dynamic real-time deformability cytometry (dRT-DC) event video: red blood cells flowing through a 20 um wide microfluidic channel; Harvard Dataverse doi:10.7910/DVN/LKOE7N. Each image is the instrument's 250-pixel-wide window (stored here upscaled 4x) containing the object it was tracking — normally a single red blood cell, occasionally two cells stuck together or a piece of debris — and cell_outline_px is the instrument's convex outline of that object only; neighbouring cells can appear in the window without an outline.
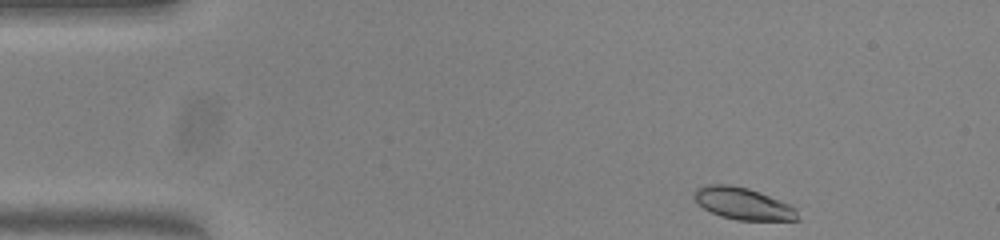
{"species": "common noctule bat (a hibernating species)", "species_latin": "Nyctalus noctula", "temperature_condition": "warm", "stored_images_in_passage": 48, "camera_frame_rate_fps": 3000, "um_per_image_px": 0.085, "animal": {"sex": "female", "body_mass_g": 23.0, "forearm_length_mm": 53.4}, "frame": {"image": 1, "passage_image": 1, "time_ms": 0.0, "image_size_px": [1000, 240], "cell_outline_px": [[800, 220], [736, 220], [720, 216], [704, 208], [692, 196], [692, 192], [696, 188], [708, 184], [728, 184], [748, 188], [760, 192], [780, 200], [796, 208]], "centroid_in_image_um": [63.15, 17.3], "position_along_channel_um": 21.9, "area_um2": 19.31}}
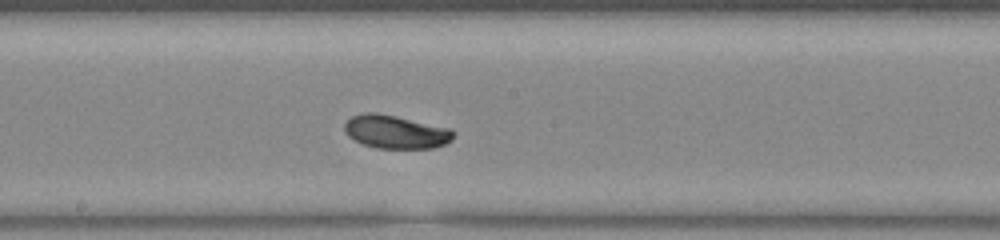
{"frame": {"image": 2, "passage_image": 23, "time_ms": 7.333, "image_size_px": [1000, 240], "cell_outline_px": [[456, 132], [452, 140], [444, 144], [432, 148], [376, 148], [364, 144], [348, 136], [344, 132], [344, 124], [352, 116], [364, 112], [376, 112], [396, 116], [452, 128]], "centroid_in_image_um": [33.66, 11.2], "position_along_channel_um": 214.5, "area_um2": 21.27}}
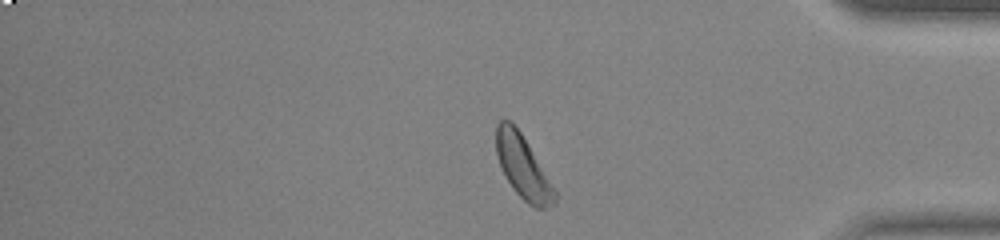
{"frame": {"image": 3, "passage_image": 39, "time_ms": 12.667, "image_size_px": [1000, 240], "cell_outline_px": [[556, 204], [544, 208], [536, 208], [528, 204], [512, 188], [500, 164], [496, 152], [496, 124], [500, 120], [512, 120], [520, 132], [556, 192]], "centroid_in_image_um": [44.43, 14.19], "position_along_channel_um": 390.8, "area_um2": 20.92}, "authors_computed_cell_mechanics": {"area_um2": 21.097, "velocity_mm_per_s": 3.7765, "shape_relaxation_time_tau1_ms": 2.2868, "shape_relaxation_time_tau2_ms": null, "deformation_change_tau1": 0.0997, "deformation_change_tau2": null}}